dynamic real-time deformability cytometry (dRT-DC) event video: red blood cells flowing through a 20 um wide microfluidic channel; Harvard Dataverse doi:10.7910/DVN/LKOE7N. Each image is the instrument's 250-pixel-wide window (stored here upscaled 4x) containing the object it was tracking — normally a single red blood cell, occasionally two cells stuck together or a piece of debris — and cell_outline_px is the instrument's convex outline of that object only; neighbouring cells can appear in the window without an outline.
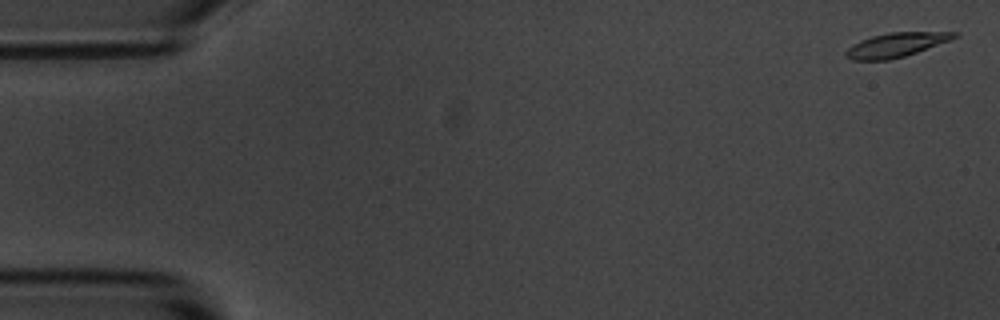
{"species": "common noctule bat (a hibernating species)", "species_latin": "Nyctalus noctula", "temperature_condition": "room temperature", "stored_images_in_passage": 57, "camera_frame_rate_fps": 3000, "um_per_image_px": 0.085, "animal": {"sex": "male", "body_mass_g": 20.1, "forearm_length_mm": 53.5}, "frame": {"image": 1, "passage_image": 2, "time_ms": 0.333, "image_size_px": [1000, 320], "cell_outline_px": [[960, 36], [952, 40], [904, 56], [888, 60], [852, 60], [844, 56], [844, 52], [848, 48], [860, 40], [872, 36], [888, 32], [960, 32]], "centroid_in_image_um": [76.19, 3.81], "position_along_channel_um": 8.8, "area_um2": 15.37}}
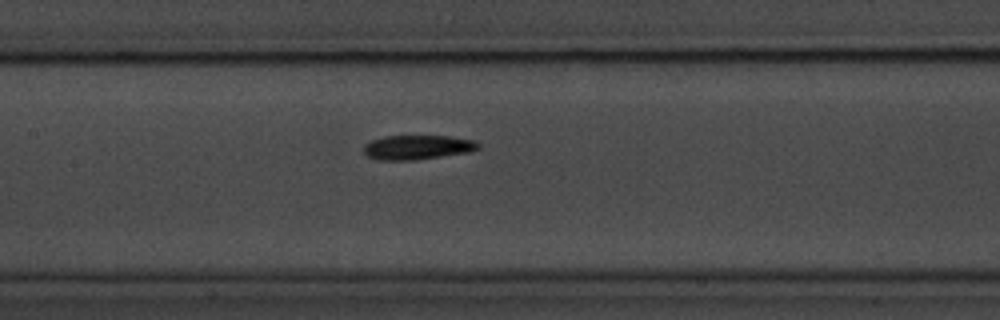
{"frame": {"image": 2, "passage_image": 27, "time_ms": 8.667, "image_size_px": [1000, 320], "cell_outline_px": [[480, 148], [468, 152], [416, 160], [376, 160], [368, 156], [364, 152], [364, 144], [372, 140], [384, 136], [448, 136], [476, 140], [480, 144]], "centroid_in_image_um": [35.49, 12.52], "position_along_channel_um": 171.9, "area_um2": 16.36}}
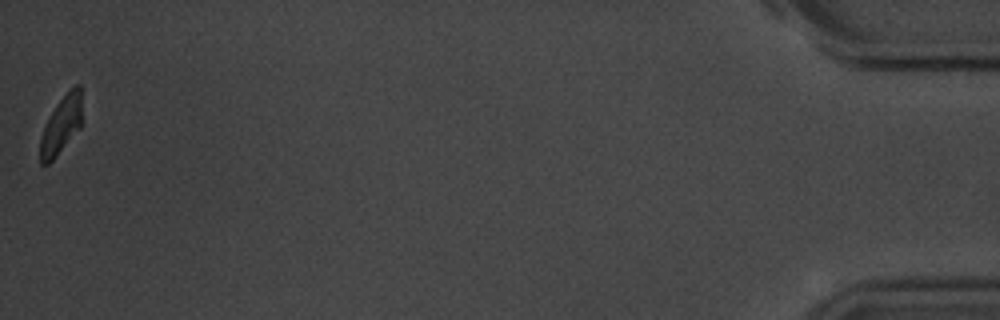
{"frame": {"image": 3, "passage_image": 57, "time_ms": 18.667, "image_size_px": [1000, 320], "cell_outline_px": [[80, 128], [56, 156], [48, 164], [40, 164], [40, 136], [56, 104], [76, 84], [80, 84]], "centroid_in_image_um": [5.18, 10.67], "position_along_channel_um": 430.0, "area_um2": 13.47}, "authors_computed_cell_mechanics": {"area_um2": 16.0106, "velocity_mm_per_s": 3.54, "shape_relaxation_time_tau1_ms": 3.0757, "shape_relaxation_time_tau2_ms": null, "deformation_change_tau1": 0.1339, "deformation_change_tau2": null}}